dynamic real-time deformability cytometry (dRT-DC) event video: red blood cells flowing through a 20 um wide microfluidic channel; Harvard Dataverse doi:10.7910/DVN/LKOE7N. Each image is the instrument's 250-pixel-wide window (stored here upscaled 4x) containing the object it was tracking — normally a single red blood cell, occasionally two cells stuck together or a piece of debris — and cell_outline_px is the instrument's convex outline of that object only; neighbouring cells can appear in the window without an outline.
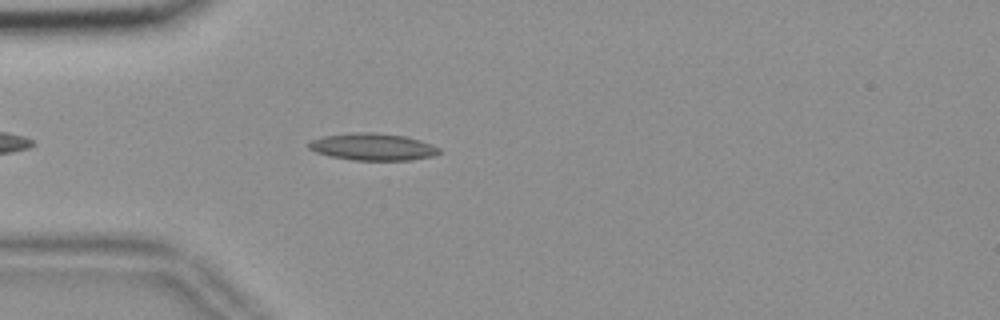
{"species": "common noctule bat (a hibernating species)", "species_latin": "Nyctalus noctula", "temperature_condition": "room temperature", "stored_images_in_passage": 37, "camera_frame_rate_fps": 3000, "um_per_image_px": 0.085, "animal": {"sex": "female", "body_mass_g": 18.4}, "frame": {"image": 1, "passage_image": 5, "time_ms": 1.333, "image_size_px": [1000, 320], "cell_outline_px": [[444, 152], [432, 156], [408, 160], [352, 160], [332, 156], [316, 152], [308, 148], [308, 144], [312, 140], [324, 136], [352, 132], [376, 132], [404, 136], [420, 140], [432, 144], [440, 148]], "centroid_in_image_um": [31.72, 12.47], "position_along_channel_um": 53.3, "area_um2": 20.58}}
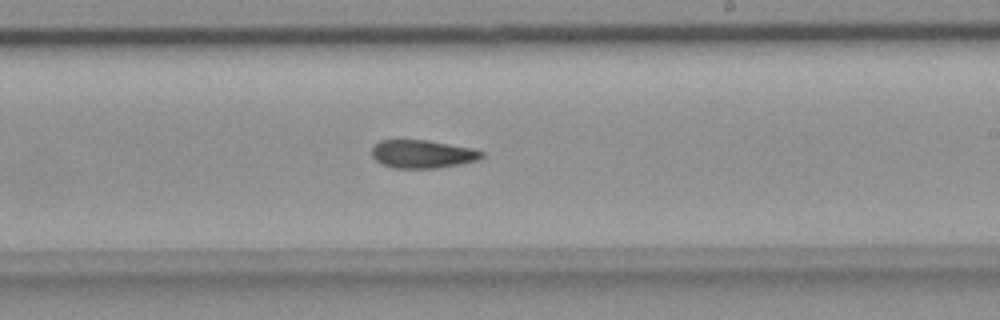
{"frame": {"image": 2, "passage_image": 22, "time_ms": 7.0, "image_size_px": [1000, 320], "cell_outline_px": [[484, 156], [476, 160], [460, 164], [436, 168], [392, 168], [380, 164], [372, 156], [372, 144], [380, 140], [428, 140], [472, 148], [484, 152]], "centroid_in_image_um": [35.87, 13.09], "position_along_channel_um": 253.1, "area_um2": 18.15}}
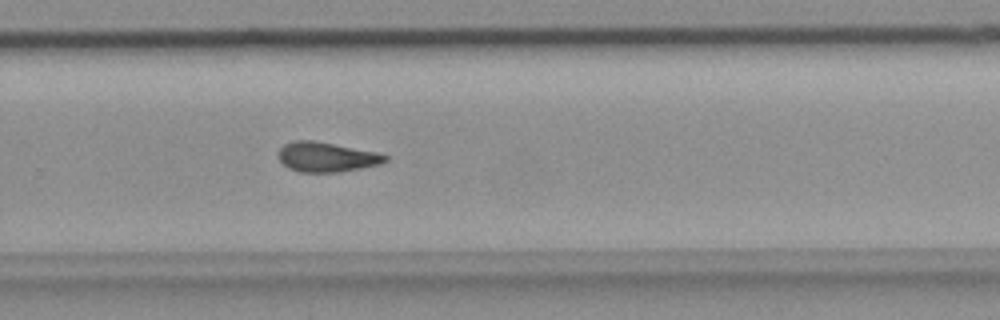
{"frame": {"image": 3, "passage_image": 26, "time_ms": 8.333, "image_size_px": [1000, 320], "cell_outline_px": [[388, 160], [380, 164], [340, 172], [300, 172], [288, 168], [276, 156], [276, 152], [284, 144], [292, 140], [312, 140], [376, 152], [388, 156]], "centroid_in_image_um": [27.7, 13.34], "position_along_channel_um": 302.1, "area_um2": 18.55}, "authors_computed_cell_mechanics": {"area_um2": 18.7272, "velocity_mm_per_s": 3.6793, "shape_relaxation_time_tau1_ms": null, "shape_relaxation_time_tau2_ms": 5.1448, "deformation_change_tau1": null, "deformation_change_tau2": 0.1296}}